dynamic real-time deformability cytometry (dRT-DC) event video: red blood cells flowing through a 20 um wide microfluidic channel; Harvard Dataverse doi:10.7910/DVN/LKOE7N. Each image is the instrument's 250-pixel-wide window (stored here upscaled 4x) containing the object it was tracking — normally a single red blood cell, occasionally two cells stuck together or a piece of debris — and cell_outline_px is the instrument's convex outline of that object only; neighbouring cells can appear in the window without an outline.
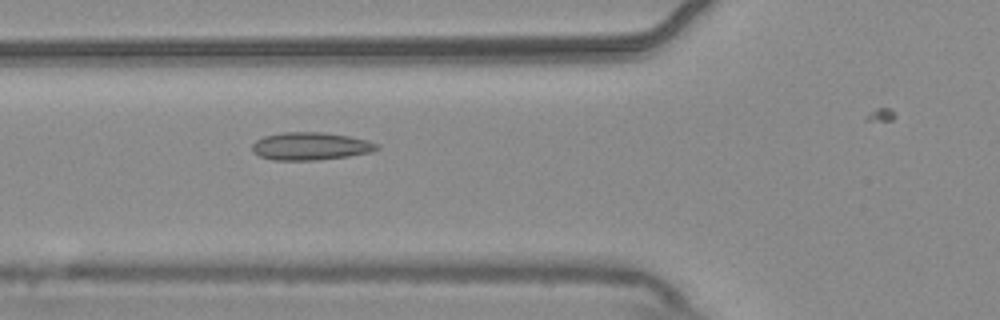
{"species": "common noctule bat (a hibernating species)", "species_latin": "Nyctalus noctula", "temperature_condition": "warm", "stored_images_in_passage": 35, "camera_frame_rate_fps": 3000, "um_per_image_px": 0.085, "animal": {"sex": "male", "body_mass_g": 20.4}, "frame": {"image": 1, "passage_image": 21, "time_ms": 6.667, "image_size_px": [1000, 320], "cell_outline_px": [[380, 148], [372, 152], [348, 156], [320, 160], [272, 160], [260, 156], [252, 152], [252, 144], [256, 140], [264, 136], [284, 132], [320, 132], [348, 136], [368, 140], [380, 144]], "centroid_in_image_um": [26.41, 12.43], "position_along_channel_um": 99.4, "area_um2": 20.29}}
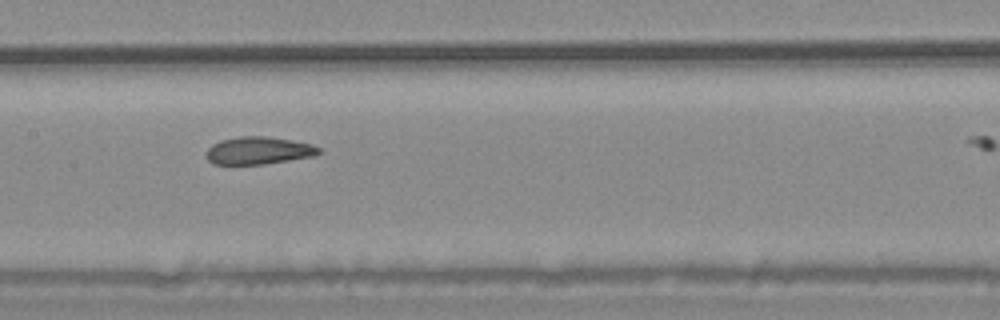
{"frame": {"image": 2, "passage_image": 28, "time_ms": 9.0, "image_size_px": [1000, 320], "cell_outline_px": [[324, 152], [312, 156], [264, 164], [212, 164], [208, 160], [208, 148], [212, 144], [220, 140], [240, 136], [264, 136], [292, 140], [312, 144], [320, 148]], "centroid_in_image_um": [22.0, 12.79], "position_along_channel_um": 185.4, "area_um2": 17.98}}
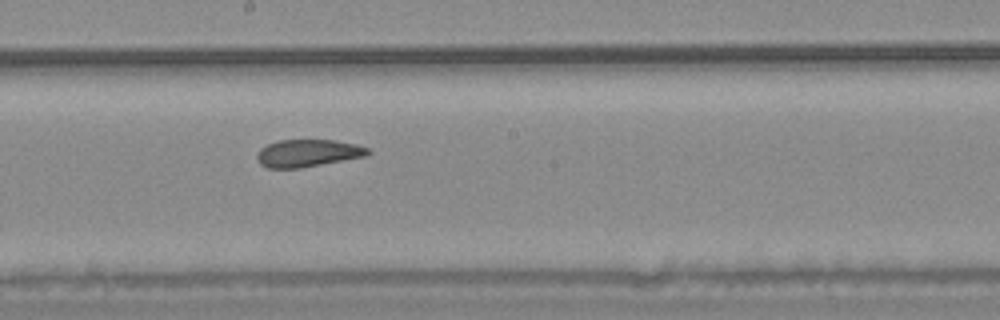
{"frame": {"image": 3, "passage_image": 31, "time_ms": 10.0, "image_size_px": [1000, 320], "cell_outline_px": [[372, 152], [364, 156], [300, 168], [268, 168], [260, 164], [256, 160], [256, 156], [260, 148], [268, 144], [280, 140], [336, 140], [356, 144], [368, 148]], "centroid_in_image_um": [26.13, 13.01], "position_along_channel_um": 222.1, "area_um2": 17.63}}